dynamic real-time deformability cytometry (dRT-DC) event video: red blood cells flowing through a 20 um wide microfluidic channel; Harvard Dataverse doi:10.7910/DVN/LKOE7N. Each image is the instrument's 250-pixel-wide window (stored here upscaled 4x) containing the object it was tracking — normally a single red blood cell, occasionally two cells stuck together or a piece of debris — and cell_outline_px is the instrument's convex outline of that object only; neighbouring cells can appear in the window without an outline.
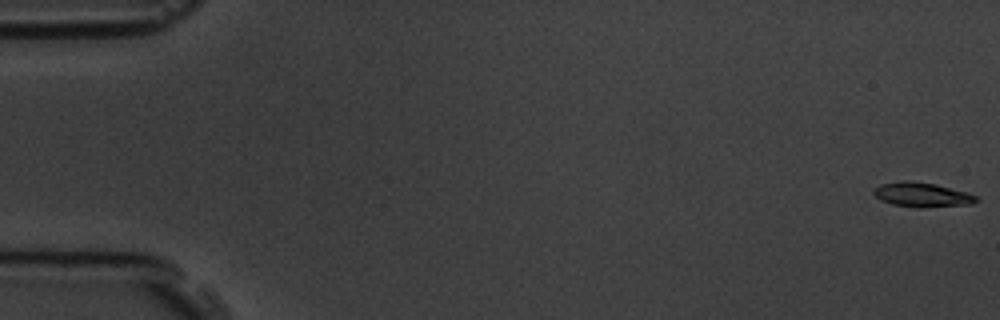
{"species": "common noctule bat (a hibernating species)", "species_latin": "Nyctalus noctula", "temperature_condition": "room temperature", "stored_images_in_passage": 8, "camera_frame_rate_fps": 3000, "um_per_image_px": 0.085, "animal": {"sex": "male", "body_mass_g": 19.5, "forearm_length_mm": 54.6}, "frame": {"image": 1, "passage_image": 1, "time_ms": 0.0, "image_size_px": [1000, 320], "cell_outline_px": [[980, 200], [972, 204], [920, 208], [916, 208], [892, 204], [880, 200], [872, 192], [880, 184], [936, 184], [968, 192], [976, 196]], "centroid_in_image_um": [78.47, 16.62], "position_along_channel_um": 6.5, "area_um2": 13.93}}
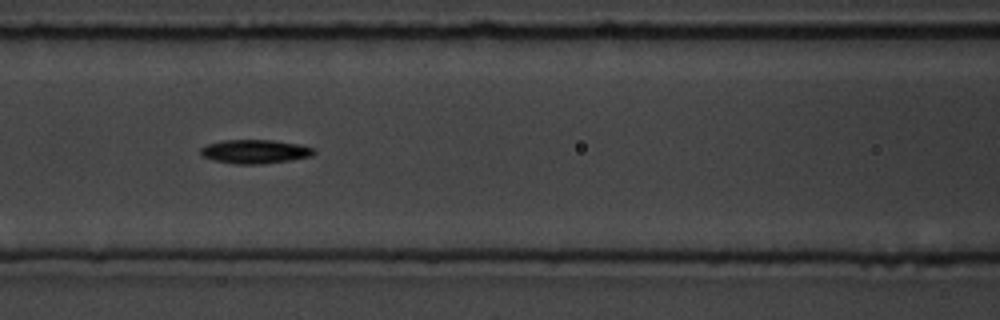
{"frame": {"image": 2, "passage_image": 7, "time_ms": 7.667, "image_size_px": [1000, 320], "cell_outline_px": [[316, 152], [312, 156], [288, 160], [260, 164], [236, 164], [216, 160], [200, 156], [200, 148], [208, 144], [224, 140], [272, 140], [300, 144], [312, 148]], "centroid_in_image_um": [21.66, 12.87], "position_along_channel_um": 144.9, "area_um2": 15.61}}
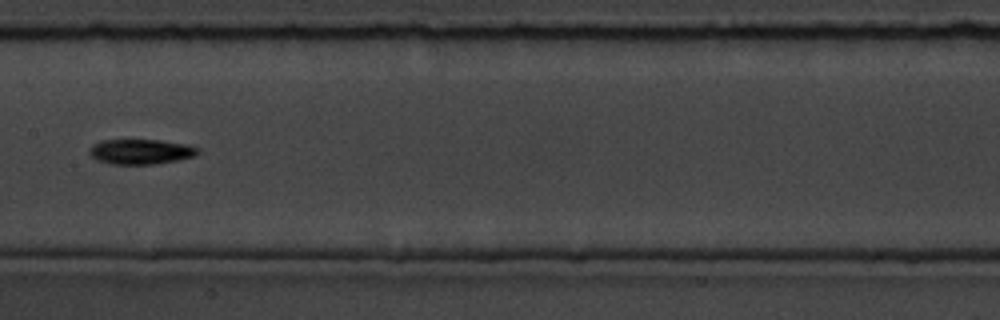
{"frame": {"image": 3, "passage_image": 8, "time_ms": 9.0, "image_size_px": [1000, 320], "cell_outline_px": [[200, 152], [196, 156], [156, 164], [108, 164], [96, 160], [88, 152], [88, 148], [92, 144], [100, 140], [160, 140], [188, 144], [200, 148]], "centroid_in_image_um": [11.96, 12.89], "position_along_channel_um": 195.4, "area_um2": 16.13}}